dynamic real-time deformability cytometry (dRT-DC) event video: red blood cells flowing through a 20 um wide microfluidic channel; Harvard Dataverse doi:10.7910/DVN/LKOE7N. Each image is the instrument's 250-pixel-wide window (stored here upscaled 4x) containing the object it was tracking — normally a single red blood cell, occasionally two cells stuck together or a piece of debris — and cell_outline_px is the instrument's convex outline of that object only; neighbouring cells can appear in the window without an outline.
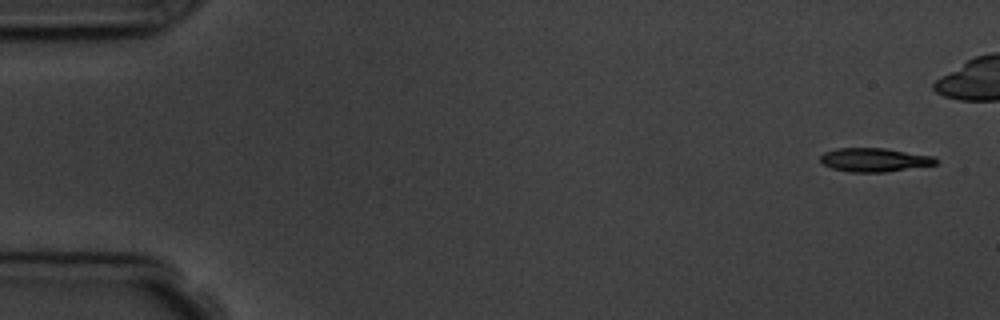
{"species": "common noctule bat (a hibernating species)", "species_latin": "Nyctalus noctula", "temperature_condition": "room temperature", "stored_images_in_passage": 6, "camera_frame_rate_fps": 3000, "um_per_image_px": 0.085, "animal": {"sex": "male", "body_mass_g": 19.5, "forearm_length_mm": 54.6}, "frame": {"image": 1, "passage_image": 1, "time_ms": 0.0, "image_size_px": [1000, 320], "cell_outline_px": [[940, 160], [936, 164], [884, 172], [852, 172], [832, 168], [824, 164], [820, 160], [820, 156], [824, 152], [836, 148], [884, 148], [932, 156]], "centroid_in_image_um": [74.31, 13.58], "position_along_channel_um": 10.7, "area_um2": 15.78}}